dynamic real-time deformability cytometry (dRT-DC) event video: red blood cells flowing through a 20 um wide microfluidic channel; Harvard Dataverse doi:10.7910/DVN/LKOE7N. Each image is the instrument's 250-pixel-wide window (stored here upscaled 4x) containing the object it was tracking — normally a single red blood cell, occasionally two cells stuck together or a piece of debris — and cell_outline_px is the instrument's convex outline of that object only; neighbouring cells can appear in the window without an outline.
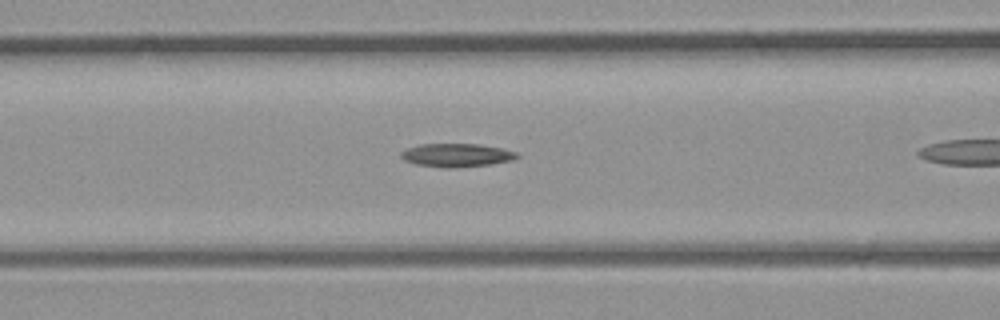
{"species": "common noctule bat (a hibernating species)", "species_latin": "Nyctalus noctula", "temperature_condition": "room temperature", "stored_images_in_passage": 20, "camera_frame_rate_fps": 3000, "um_per_image_px": 0.085, "animal": {"sex": "male", "body_mass_g": 23.1, "forearm_length_mm": 52.7}, "frame": {"image": 1, "passage_image": 6, "time_ms": 1.667, "image_size_px": [1000, 320], "cell_outline_px": [[520, 156], [512, 160], [488, 164], [456, 168], [444, 168], [416, 164], [404, 160], [400, 156], [400, 152], [408, 148], [420, 144], [480, 144], [504, 148], [516, 152]], "centroid_in_image_um": [38.81, 13.19], "position_along_channel_um": 127.8, "area_um2": 15.84}}
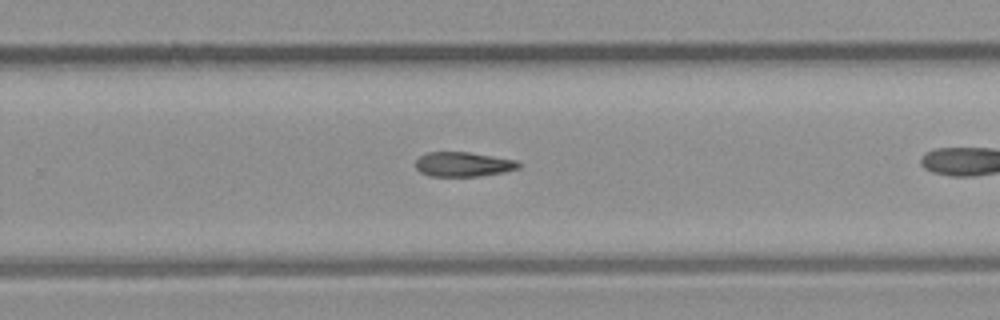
{"frame": {"image": 2, "passage_image": 15, "time_ms": 4.667, "image_size_px": [1000, 320], "cell_outline_px": [[520, 168], [504, 172], [476, 176], [432, 176], [420, 172], [416, 168], [416, 160], [420, 156], [428, 152], [468, 152], [516, 160], [520, 164]], "centroid_in_image_um": [39.37, 13.96], "position_along_channel_um": 290.4, "area_um2": 14.62}}
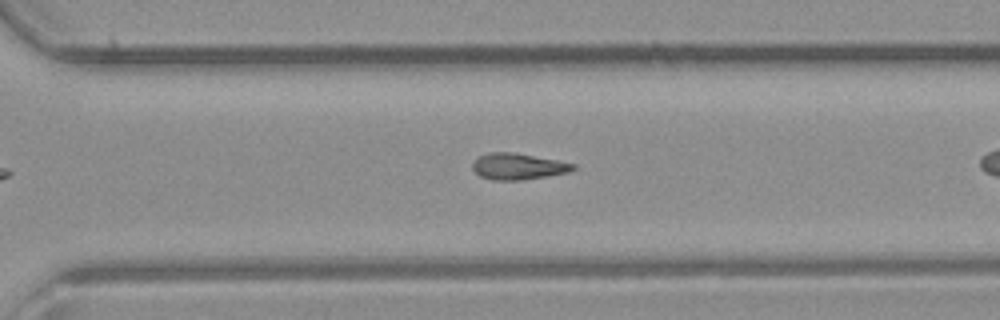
{"frame": {"image": 3, "passage_image": 17, "time_ms": 5.333, "image_size_px": [1000, 320], "cell_outline_px": [[576, 168], [568, 172], [548, 176], [524, 180], [492, 180], [480, 176], [472, 168], [472, 164], [480, 156], [488, 152], [512, 152], [556, 160], [576, 164]], "centroid_in_image_um": [44.04, 14.15], "position_along_channel_um": 326.6, "area_um2": 15.32}}